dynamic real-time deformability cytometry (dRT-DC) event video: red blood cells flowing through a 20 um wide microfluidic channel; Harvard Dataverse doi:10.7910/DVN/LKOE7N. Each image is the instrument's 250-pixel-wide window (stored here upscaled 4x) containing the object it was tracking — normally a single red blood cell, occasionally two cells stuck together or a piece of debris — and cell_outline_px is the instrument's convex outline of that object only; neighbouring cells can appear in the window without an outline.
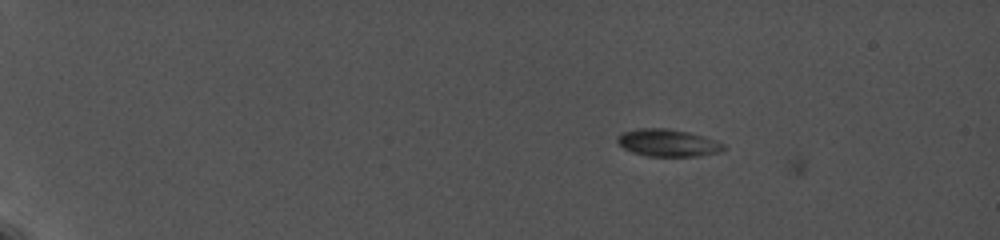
{"species": "common noctule bat (a hibernating species)", "species_latin": "Nyctalus noctula", "temperature_condition": "cold", "stored_images_in_passage": 21, "camera_frame_rate_fps": 5000, "um_per_image_px": 0.085, "animal": {"sex": "female", "body_mass_g": 19.0, "forearm_length_mm": 56.7}, "frame": {"image": 1, "passage_image": 20, "time_ms": 2.6, "image_size_px": [1000, 240], "cell_outline_px": [[728, 148], [724, 152], [700, 156], [648, 156], [632, 152], [624, 148], [616, 140], [616, 136], [620, 132], [636, 128], [664, 128], [688, 132], [704, 136], [724, 144]], "centroid_in_image_um": [56.79, 12.14], "position_along_channel_um": 28.2, "area_um2": 17.17}}